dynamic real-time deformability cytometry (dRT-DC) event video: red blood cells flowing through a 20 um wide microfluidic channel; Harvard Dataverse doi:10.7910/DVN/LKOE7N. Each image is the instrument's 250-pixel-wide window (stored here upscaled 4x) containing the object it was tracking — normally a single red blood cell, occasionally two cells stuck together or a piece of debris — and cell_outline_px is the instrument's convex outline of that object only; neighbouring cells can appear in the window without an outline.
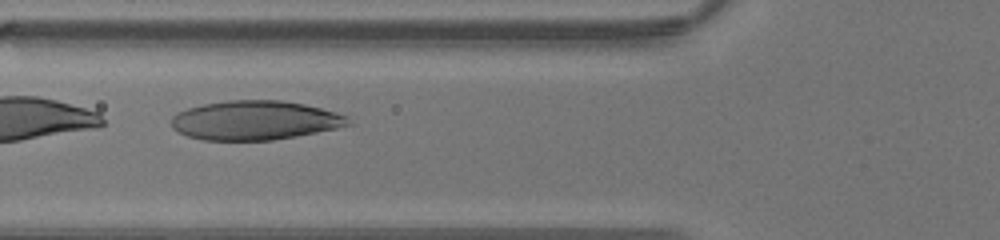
{"species": "human", "species_latin": "Homo sapiens", "temperature_condition": "warm", "stored_images_in_passage": 38, "camera_frame_rate_fps": 3000, "um_per_image_px": 0.085, "donor": {"sex": "male"}, "frame": {"image": 1, "passage_image": 12, "time_ms": 3.667, "image_size_px": [1000, 240], "cell_outline_px": [[352, 124], [336, 128], [296, 136], [272, 140], [204, 140], [188, 136], [172, 128], [172, 116], [176, 112], [188, 108], [204, 104], [228, 100], [280, 100], [304, 104], [336, 112], [348, 116]], "centroid_in_image_um": [21.67, 10.22], "position_along_channel_um": 104.1, "area_um2": 40.29}}
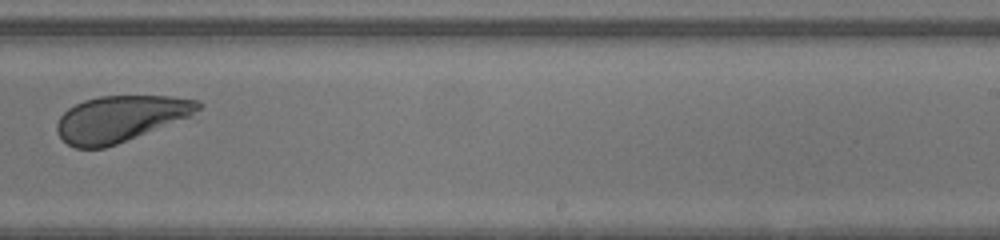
{"frame": {"image": 2, "passage_image": 23, "time_ms": 7.333, "image_size_px": [1000, 240], "cell_outline_px": [[204, 104], [200, 108], [188, 116], [116, 144], [104, 148], [76, 148], [68, 144], [56, 132], [56, 124], [60, 116], [68, 108], [84, 100], [100, 96], [168, 96], [200, 100]], "centroid_in_image_um": [10.19, 10.07], "position_along_channel_um": 278.8, "area_um2": 37.34}}
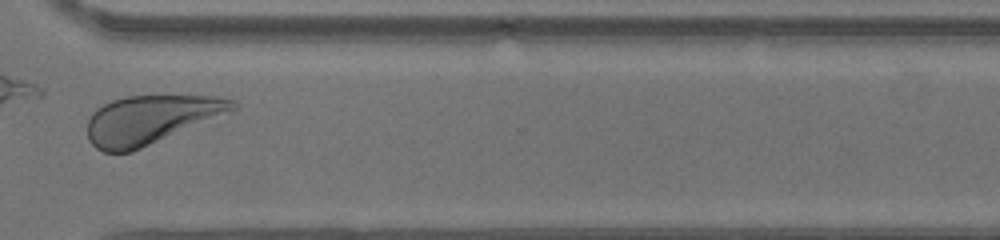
{"frame": {"image": 3, "passage_image": 28, "time_ms": 9.0, "image_size_px": [1000, 240], "cell_outline_px": [[240, 104], [236, 108], [132, 152], [104, 152], [96, 148], [88, 140], [88, 120], [92, 112], [104, 104], [112, 100], [128, 96], [216, 96], [236, 100]], "centroid_in_image_um": [12.75, 10.16], "position_along_channel_um": 357.8, "area_um2": 40.4}}